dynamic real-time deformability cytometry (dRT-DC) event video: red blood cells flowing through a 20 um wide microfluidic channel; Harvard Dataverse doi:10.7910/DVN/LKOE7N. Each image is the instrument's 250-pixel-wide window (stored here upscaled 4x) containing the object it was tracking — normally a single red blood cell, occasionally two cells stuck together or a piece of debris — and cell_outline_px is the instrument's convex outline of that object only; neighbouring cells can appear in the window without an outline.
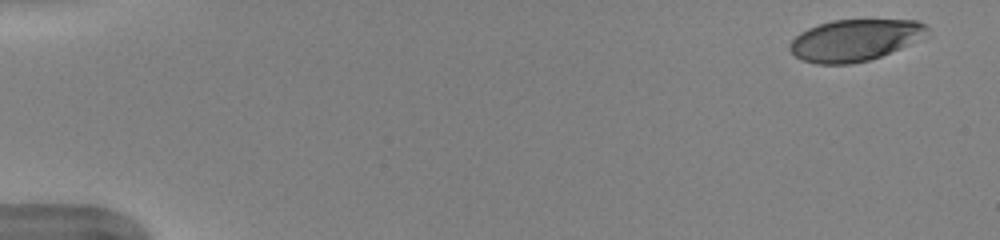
{"species": "human", "species_latin": "Homo sapiens", "temperature_condition": "warm", "stored_images_in_passage": 49, "camera_frame_rate_fps": 3000, "um_per_image_px": 0.085, "donor": {"sex": "female"}, "frame": {"image": 1, "passage_image": 1, "time_ms": 0.0, "image_size_px": [1000, 240], "cell_outline_px": [[932, 32], [928, 36], [900, 48], [880, 56], [868, 60], [852, 64], [816, 64], [800, 60], [788, 48], [788, 44], [800, 32], [808, 28], [832, 20], [916, 20], [924, 24]], "centroid_in_image_um": [72.67, 3.41], "position_along_channel_um": 12.3, "area_um2": 33.47}}
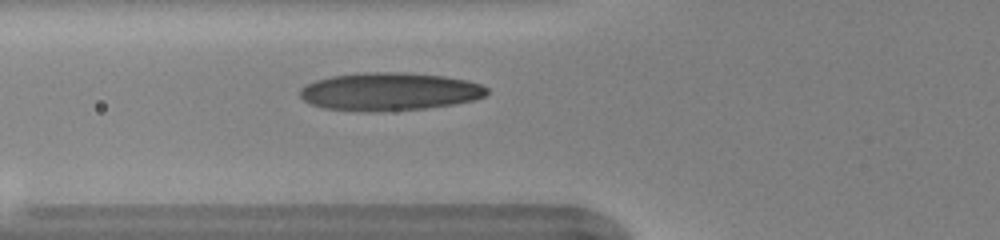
{"frame": {"image": 2, "passage_image": 18, "time_ms": 5.667, "image_size_px": [1000, 240], "cell_outline_px": [[488, 92], [484, 96], [472, 100], [452, 104], [424, 108], [376, 112], [368, 112], [324, 108], [308, 104], [300, 96], [300, 88], [316, 80], [332, 76], [364, 72], [404, 72], [444, 76], [464, 80], [480, 84], [488, 88]], "centroid_in_image_um": [33.07, 7.79], "position_along_channel_um": 92.7, "area_um2": 41.27}}
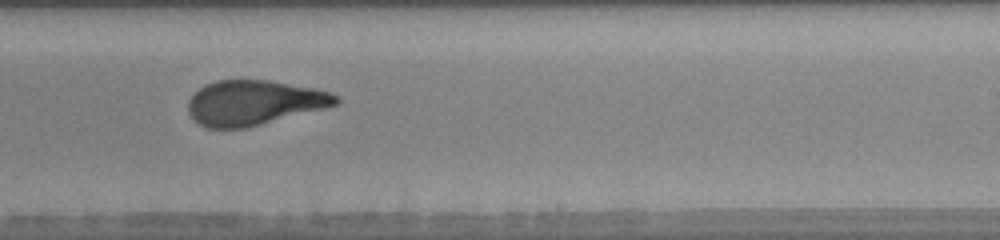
{"frame": {"image": 3, "passage_image": 31, "time_ms": 10.0, "image_size_px": [1000, 240], "cell_outline_px": [[340, 100], [336, 104], [324, 108], [244, 128], [208, 128], [200, 124], [188, 112], [188, 100], [204, 84], [216, 80], [268, 80], [312, 88], [332, 92], [340, 96]], "centroid_in_image_um": [21.58, 8.72], "position_along_channel_um": 267.4, "area_um2": 38.21}, "authors_computed_cell_mechanics": {"area_um2": 38.726, "velocity_mm_per_s": 4.0262, "shape_relaxation_time_tau1_ms": 5.1438, "shape_relaxation_time_tau2_ms": 1.0497, "deformation_change_tau1": 0.2146, "deformation_change_tau2": 0.0965}}